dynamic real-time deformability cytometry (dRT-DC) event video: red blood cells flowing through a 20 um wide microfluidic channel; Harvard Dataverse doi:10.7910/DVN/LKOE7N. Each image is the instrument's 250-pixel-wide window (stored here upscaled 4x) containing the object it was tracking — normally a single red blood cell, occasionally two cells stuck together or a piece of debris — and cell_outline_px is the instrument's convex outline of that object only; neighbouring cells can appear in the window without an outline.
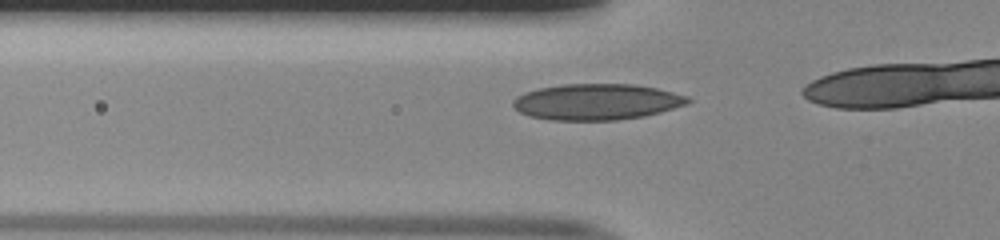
{"species": "human", "species_latin": "Homo sapiens", "temperature_condition": "room temperature", "stored_images_in_passage": 17, "camera_frame_rate_fps": 3000, "um_per_image_px": 0.085, "donor": {"sex": "male"}, "frame": {"image": 1, "passage_image": 12, "time_ms": 3.667, "image_size_px": [1000, 240], "cell_outline_px": [[692, 100], [688, 104], [660, 112], [644, 116], [616, 120], [552, 120], [528, 116], [520, 112], [512, 104], [512, 100], [516, 96], [524, 92], [540, 88], [560, 84], [636, 84], [656, 88], [688, 96]], "centroid_in_image_um": [50.71, 8.65], "position_along_channel_um": 75.1, "area_um2": 36.88}}
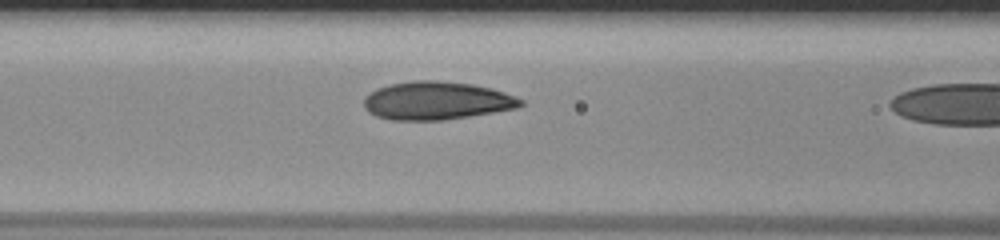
{"frame": {"image": 2, "passage_image": 16, "time_ms": 5.0, "image_size_px": [1000, 240], "cell_outline_px": [[524, 104], [516, 108], [444, 120], [392, 120], [376, 116], [368, 112], [364, 108], [364, 100], [376, 88], [388, 84], [416, 80], [436, 80], [472, 84], [492, 88], [516, 96], [524, 100]], "centroid_in_image_um": [37.11, 8.55], "position_along_channel_um": 129.5, "area_um2": 34.8}}